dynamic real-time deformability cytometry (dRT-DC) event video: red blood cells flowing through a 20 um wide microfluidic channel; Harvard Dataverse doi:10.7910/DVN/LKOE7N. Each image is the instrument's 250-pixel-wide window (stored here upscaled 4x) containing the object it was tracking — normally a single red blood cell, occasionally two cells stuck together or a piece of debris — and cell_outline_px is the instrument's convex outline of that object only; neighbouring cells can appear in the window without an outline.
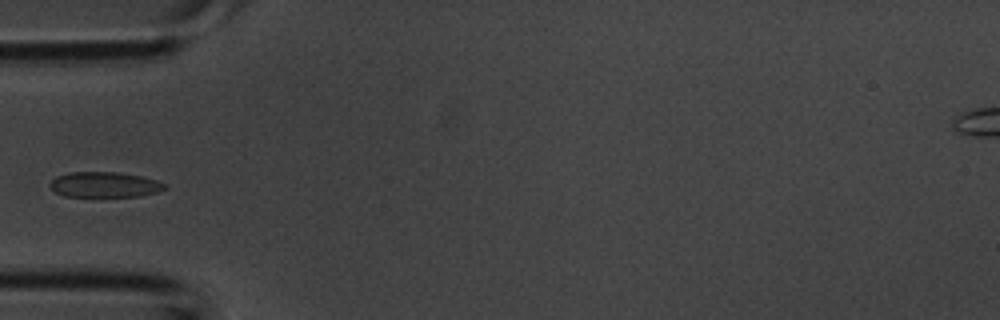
{"species": "common noctule bat (a hibernating species)", "species_latin": "Nyctalus noctula", "temperature_condition": "room temperature", "stored_images_in_passage": 5, "camera_frame_rate_fps": 3000, "um_per_image_px": 0.085, "animal": {"sex": "male", "body_mass_g": 20.1, "forearm_length_mm": 53.5}, "frame": {"image": 1, "passage_image": 5, "time_ms": 1.333, "image_size_px": [1000, 320], "cell_outline_px": [[168, 188], [156, 192], [140, 196], [64, 196], [56, 192], [48, 184], [56, 176], [68, 172], [116, 172], [140, 176], [156, 180], [168, 184]], "centroid_in_image_um": [8.9, 15.69], "position_along_channel_um": 76.1, "area_um2": 16.94}}